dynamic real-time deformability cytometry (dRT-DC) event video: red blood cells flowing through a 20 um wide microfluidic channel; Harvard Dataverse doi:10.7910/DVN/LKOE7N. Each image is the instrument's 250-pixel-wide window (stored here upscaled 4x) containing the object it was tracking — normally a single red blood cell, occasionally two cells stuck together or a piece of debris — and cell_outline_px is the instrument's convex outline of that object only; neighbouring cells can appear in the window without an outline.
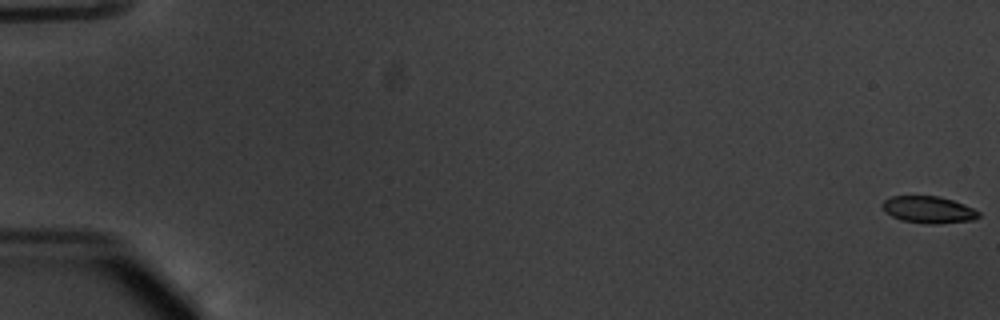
{"species": "common noctule bat (a hibernating species)", "species_latin": "Nyctalus noctula", "temperature_condition": "warm", "stored_images_in_passage": 55, "camera_frame_rate_fps": 3000, "um_per_image_px": 0.085, "animal": {"sex": "male", "body_mass_g": 20.1, "forearm_length_mm": 53.5}, "frame": {"image": 1, "passage_image": 1, "time_ms": 0.0, "image_size_px": [1000, 320], "cell_outline_px": [[980, 216], [976, 220], [936, 224], [928, 224], [900, 220], [884, 212], [880, 204], [884, 200], [892, 196], [940, 196], [964, 204], [980, 212]], "centroid_in_image_um": [78.91, 17.83], "position_along_channel_um": 6.1, "area_um2": 15.32}}
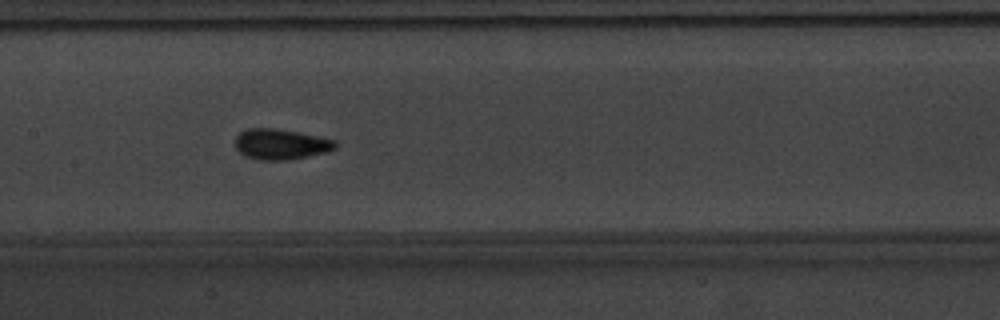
{"frame": {"image": 2, "passage_image": 29, "time_ms": 9.333, "image_size_px": [1000, 320], "cell_outline_px": [[336, 148], [328, 152], [288, 160], [260, 160], [248, 156], [240, 152], [236, 148], [236, 136], [240, 132], [248, 128], [276, 128], [336, 140]], "centroid_in_image_um": [23.88, 12.26], "position_along_channel_um": 183.5, "area_um2": 17.69}}
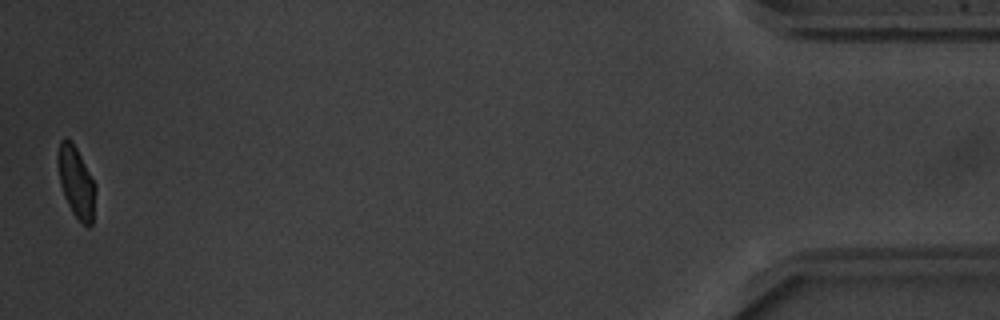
{"frame": {"image": 3, "passage_image": 55, "time_ms": 18.0, "image_size_px": [1000, 320], "cell_outline_px": [[96, 192], [92, 224], [88, 228], [72, 212], [64, 196], [60, 184], [56, 156], [60, 140], [64, 136], [68, 136], [76, 148], [96, 184]], "centroid_in_image_um": [6.47, 15.44], "position_along_channel_um": 428.7, "area_um2": 15.78}, "authors_computed_cell_mechanics": {"area_um2": 16.4152, "velocity_mm_per_s": 3.7945, "shape_relaxation_time_tau1_ms": 2.3343, "shape_relaxation_time_tau2_ms": null, "deformation_change_tau1": 0.1277, "deformation_change_tau2": null}}